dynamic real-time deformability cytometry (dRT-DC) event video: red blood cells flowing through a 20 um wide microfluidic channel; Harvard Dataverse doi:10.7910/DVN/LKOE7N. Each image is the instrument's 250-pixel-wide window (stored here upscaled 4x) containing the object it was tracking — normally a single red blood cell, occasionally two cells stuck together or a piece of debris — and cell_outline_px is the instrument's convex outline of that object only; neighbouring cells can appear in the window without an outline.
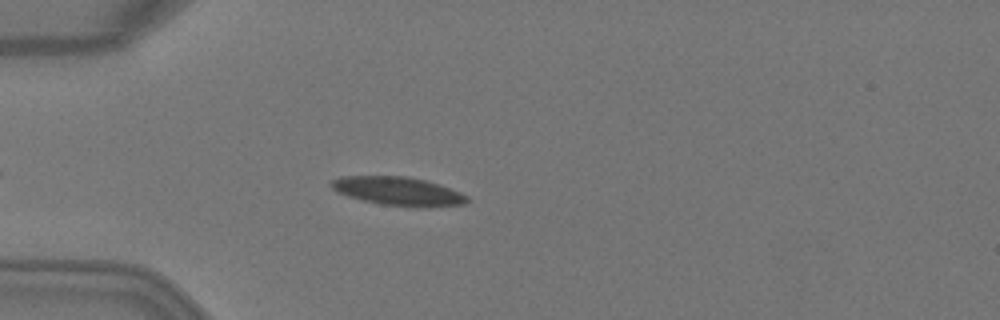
{"species": "Egyptian fruit bat (a non-hibernating species)", "species_latin": "Rousettus aegyptiacus", "temperature_condition": "warm", "stored_images_in_passage": 4, "camera_frame_rate_fps": 3000, "um_per_image_px": 0.085, "animal": {"sex": "female"}, "frame": {"image": 1, "passage_image": 3, "time_ms": 0.667, "image_size_px": [1000, 320], "cell_outline_px": [[472, 200], [464, 204], [428, 208], [416, 208], [380, 204], [348, 196], [336, 192], [328, 184], [332, 180], [340, 176], [408, 176], [424, 180], [460, 192], [468, 196]], "centroid_in_image_um": [33.85, 16.27], "position_along_channel_um": 51.1, "area_um2": 22.89}}